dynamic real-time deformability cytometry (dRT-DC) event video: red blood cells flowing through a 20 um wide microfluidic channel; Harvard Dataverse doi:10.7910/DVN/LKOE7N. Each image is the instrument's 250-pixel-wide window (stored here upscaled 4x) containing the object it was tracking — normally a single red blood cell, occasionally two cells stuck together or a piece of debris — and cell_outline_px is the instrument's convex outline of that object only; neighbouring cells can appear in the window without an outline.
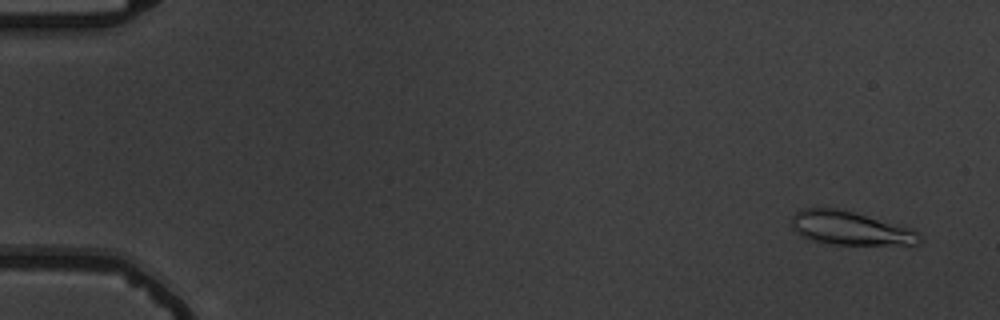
{"species": "common noctule bat (a hibernating species)", "species_latin": "Nyctalus noctula", "temperature_condition": "warm", "stored_images_in_passage": 56, "camera_frame_rate_fps": 3000, "um_per_image_px": 0.085, "animal": {"sex": "male", "body_mass_g": 19.5, "forearm_length_mm": 54.6}, "frame": {"image": 1, "passage_image": 3, "time_ms": 0.667, "image_size_px": [1000, 320], "cell_outline_px": [[924, 240], [916, 244], [832, 244], [812, 240], [800, 236], [792, 228], [792, 216], [800, 208], [836, 208], [852, 212], [904, 228], [916, 232]], "centroid_in_image_um": [72.14, 19.4], "position_along_channel_um": 12.9, "area_um2": 24.22}}
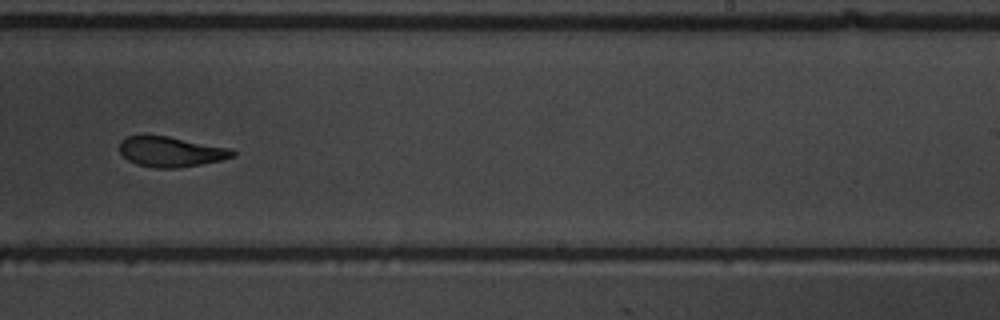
{"frame": {"image": 2, "passage_image": 36, "time_ms": 11.667, "image_size_px": [1000, 320], "cell_outline_px": [[236, 156], [220, 160], [200, 164], [176, 168], [156, 168], [136, 164], [128, 160], [120, 152], [120, 140], [124, 136], [168, 136], [232, 148], [236, 152]], "centroid_in_image_um": [14.54, 12.89], "position_along_channel_um": 274.5, "area_um2": 19.88}}
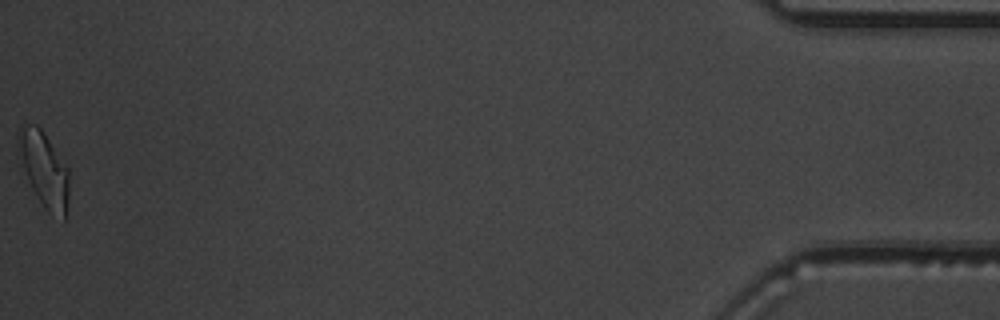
{"frame": {"image": 3, "passage_image": 56, "time_ms": 18.333, "image_size_px": [1000, 320], "cell_outline_px": [[68, 204], [64, 220], [48, 212], [44, 208], [36, 196], [28, 180], [16, 148], [16, 144], [20, 128], [24, 124], [36, 124], [40, 128], [68, 168]], "centroid_in_image_um": [3.73, 14.41], "position_along_channel_um": 431.5, "area_um2": 22.02}, "authors_computed_cell_mechanics": {"area_um2": 21.3571, "velocity_mm_per_s": 3.6957, "shape_relaxation_time_tau1_ms": 5.6339, "shape_relaxation_time_tau2_ms": 2.1701, "deformation_change_tau1": 0.1987, "deformation_change_tau2": 0.1025}}